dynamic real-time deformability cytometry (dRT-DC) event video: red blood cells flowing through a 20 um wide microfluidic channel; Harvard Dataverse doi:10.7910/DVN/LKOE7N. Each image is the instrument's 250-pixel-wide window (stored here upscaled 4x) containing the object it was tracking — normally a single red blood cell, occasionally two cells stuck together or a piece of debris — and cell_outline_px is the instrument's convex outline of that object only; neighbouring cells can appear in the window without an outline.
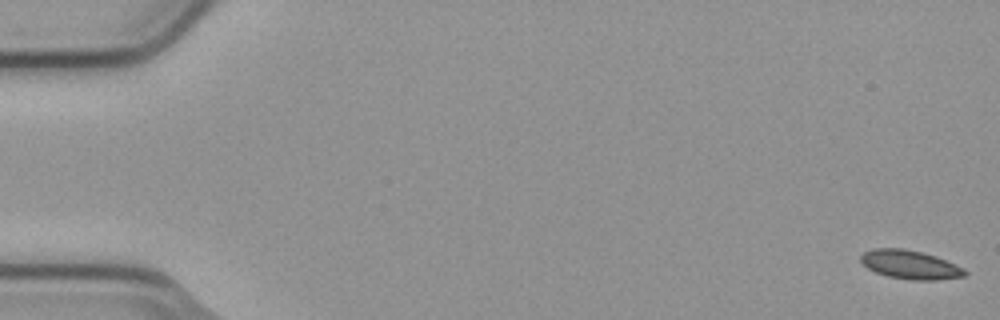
{"species": "common noctule bat (a hibernating species)", "species_latin": "Nyctalus noctula", "temperature_condition": "cold", "stored_images_in_passage": 8, "camera_frame_rate_fps": 3000, "um_per_image_px": 0.085, "animal": {"sex": "male", "body_mass_g": 23.1, "forearm_length_mm": 52.7}, "frame": {"image": 1, "passage_image": 1, "time_ms": 0.0, "image_size_px": [1000, 320], "cell_outline_px": [[968, 276], [936, 280], [912, 280], [888, 276], [876, 272], [868, 268], [860, 260], [860, 256], [864, 252], [872, 248], [904, 248], [924, 252], [936, 256], [964, 268], [968, 272]], "centroid_in_image_um": [77.39, 22.49], "position_along_channel_um": 7.6, "area_um2": 17.57}}
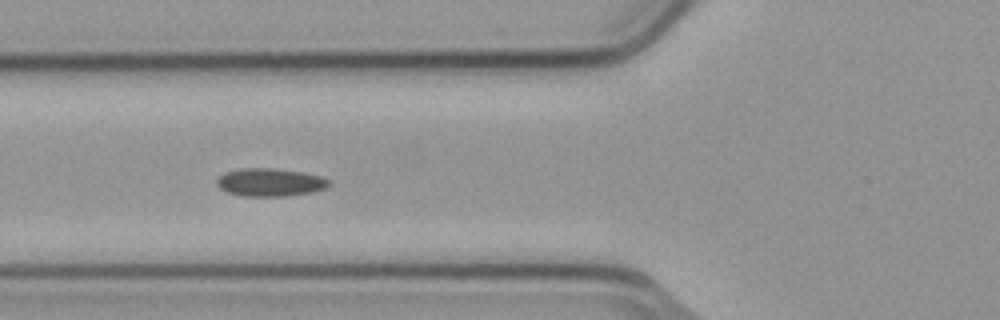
{"frame": {"image": 2, "passage_image": 6, "time_ms": 1.667, "image_size_px": [1000, 320], "cell_outline_px": [[332, 184], [324, 188], [312, 192], [288, 196], [240, 196], [228, 192], [220, 188], [216, 184], [216, 180], [224, 172], [240, 168], [272, 168], [300, 172], [320, 176], [332, 180]], "centroid_in_image_um": [22.95, 15.5], "position_along_channel_um": 102.8, "area_um2": 18.38}}
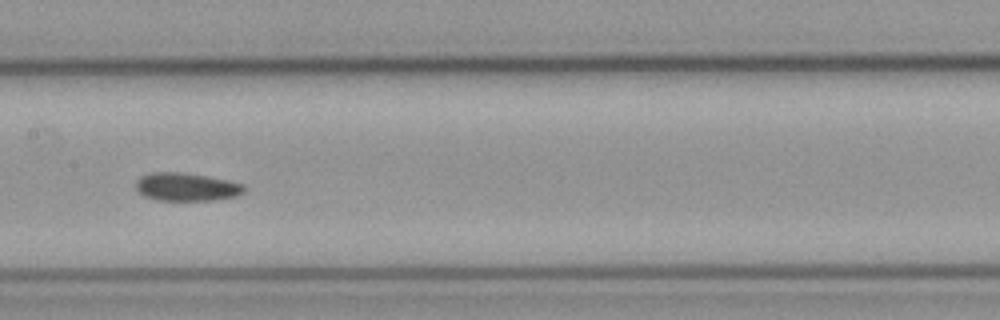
{"frame": {"image": 3, "passage_image": 8, "time_ms": 2.333, "image_size_px": [1000, 320], "cell_outline_px": [[248, 188], [244, 192], [236, 196], [212, 200], [156, 200], [144, 196], [136, 188], [136, 180], [140, 176], [152, 172], [180, 172], [208, 176], [228, 180], [244, 184]], "centroid_in_image_um": [15.87, 15.88], "position_along_channel_um": 191.5, "area_um2": 17.86}}